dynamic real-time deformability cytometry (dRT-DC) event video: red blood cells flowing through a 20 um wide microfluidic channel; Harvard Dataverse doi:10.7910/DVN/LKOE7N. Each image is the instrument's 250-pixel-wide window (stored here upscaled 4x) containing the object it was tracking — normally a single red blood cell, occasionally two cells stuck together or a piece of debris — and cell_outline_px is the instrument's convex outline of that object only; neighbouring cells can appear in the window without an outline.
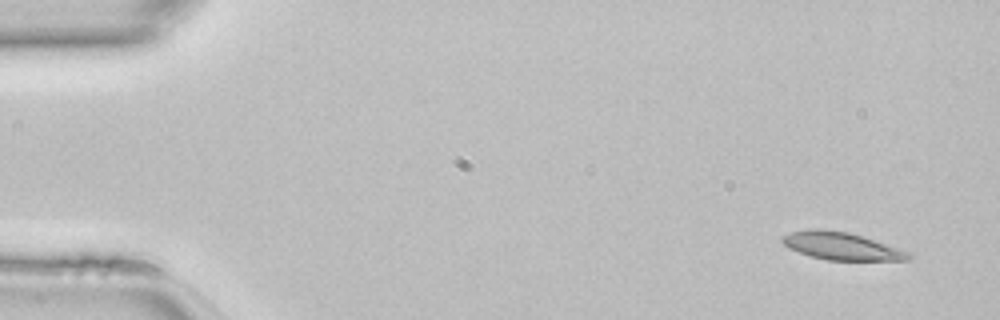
{"species": "common noctule bat (a hibernating species)", "species_latin": "Nyctalus noctula", "temperature_condition": "room temperature", "stored_images_in_passage": 46, "camera_frame_rate_fps": 3000, "um_per_image_px": 0.085, "animal": {"sex": "female", "body_mass_g": 22.7, "forearm_length_mm": 54.2}, "frame": {"image": 1, "passage_image": 1, "time_ms": 0.0, "image_size_px": [1000, 320], "cell_outline_px": [[916, 256], [908, 260], [828, 260], [808, 256], [788, 248], [780, 240], [780, 236], [792, 232], [808, 228], [824, 228], [848, 232], [912, 252]], "centroid_in_image_um": [71.51, 20.91], "position_along_channel_um": 13.5, "area_um2": 20.63}}